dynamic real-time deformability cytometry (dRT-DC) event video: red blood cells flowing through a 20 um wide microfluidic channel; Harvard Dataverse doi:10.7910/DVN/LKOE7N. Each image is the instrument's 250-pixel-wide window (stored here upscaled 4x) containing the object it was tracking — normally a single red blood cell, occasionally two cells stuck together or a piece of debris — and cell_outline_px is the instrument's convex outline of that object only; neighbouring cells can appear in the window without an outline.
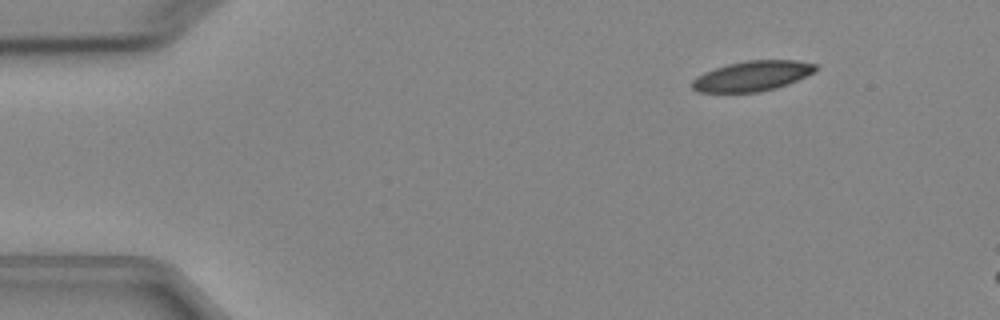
{"species": "Egyptian fruit bat (a non-hibernating species)", "species_latin": "Rousettus aegyptiacus", "temperature_condition": "cold", "stored_images_in_passage": 6, "segment_of_instrument_passage": [2, 2], "camera_frame_rate_fps": 3000, "um_per_image_px": 0.085, "animal": {"sex": "female"}, "frame": {"image": 1, "passage_image": 6, "time_ms": 6.0, "image_size_px": [1000, 320], "cell_outline_px": [[820, 68], [816, 72], [776, 88], [756, 92], [700, 92], [692, 88], [692, 80], [696, 76], [704, 72], [728, 64], [748, 60], [796, 60], [816, 64]], "centroid_in_image_um": [63.97, 6.45], "position_along_channel_um": 21.0, "area_um2": 21.62}}